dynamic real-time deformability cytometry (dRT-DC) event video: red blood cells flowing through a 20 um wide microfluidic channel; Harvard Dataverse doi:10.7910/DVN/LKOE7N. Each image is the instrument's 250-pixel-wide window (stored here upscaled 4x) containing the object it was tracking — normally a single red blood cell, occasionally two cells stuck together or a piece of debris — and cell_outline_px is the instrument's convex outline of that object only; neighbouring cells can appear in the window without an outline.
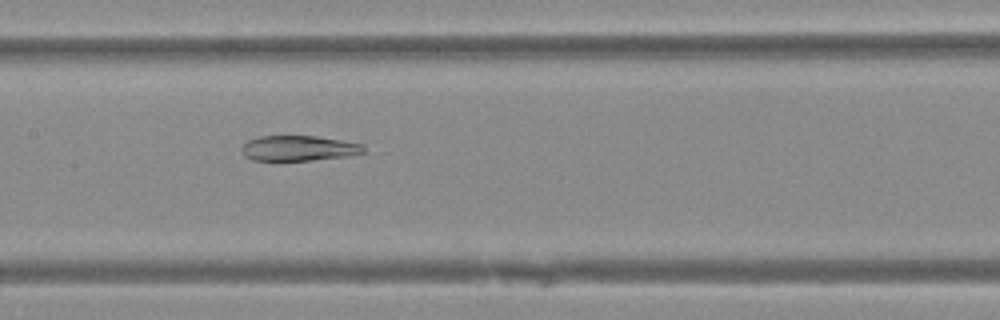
{"species": "Egyptian fruit bat (a non-hibernating species)", "species_latin": "Rousettus aegyptiacus", "temperature_condition": "warm", "stored_images_in_passage": 30, "camera_frame_rate_fps": 3000, "um_per_image_px": 0.085, "animal": {"sex": "female"}, "frame": {"image": 1, "passage_image": 11, "time_ms": 3.333, "image_size_px": [1000, 320], "cell_outline_px": [[364, 152], [348, 156], [312, 160], [252, 160], [244, 156], [240, 148], [248, 140], [260, 136], [316, 136], [364, 144]], "centroid_in_image_um": [25.37, 12.6], "position_along_channel_um": 182.0, "area_um2": 17.92}}
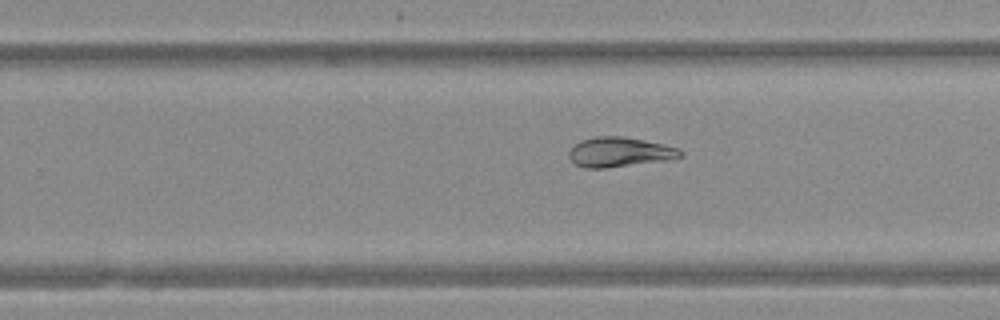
{"frame": {"image": 2, "passage_image": 18, "time_ms": 5.667, "image_size_px": [1000, 320], "cell_outline_px": [[684, 156], [676, 160], [604, 168], [584, 168], [576, 164], [568, 156], [568, 152], [580, 140], [596, 136], [620, 136], [644, 140], [680, 148], [684, 152]], "centroid_in_image_um": [52.75, 12.94], "position_along_channel_um": 277.1, "area_um2": 19.65}}
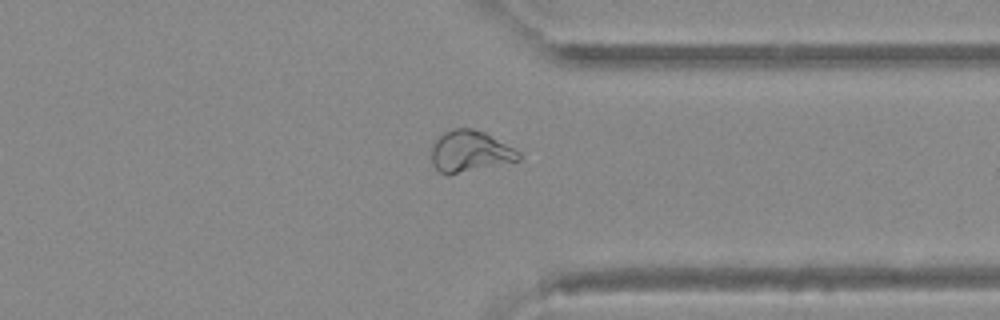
{"frame": {"image": 3, "passage_image": 25, "time_ms": 8.0, "image_size_px": [1000, 320], "cell_outline_px": [[520, 160], [448, 176], [440, 172], [432, 164], [432, 144], [444, 132], [452, 128], [472, 128], [484, 132], [520, 152]], "centroid_in_image_um": [39.92, 12.88], "position_along_channel_um": 371.5, "area_um2": 20.98}}